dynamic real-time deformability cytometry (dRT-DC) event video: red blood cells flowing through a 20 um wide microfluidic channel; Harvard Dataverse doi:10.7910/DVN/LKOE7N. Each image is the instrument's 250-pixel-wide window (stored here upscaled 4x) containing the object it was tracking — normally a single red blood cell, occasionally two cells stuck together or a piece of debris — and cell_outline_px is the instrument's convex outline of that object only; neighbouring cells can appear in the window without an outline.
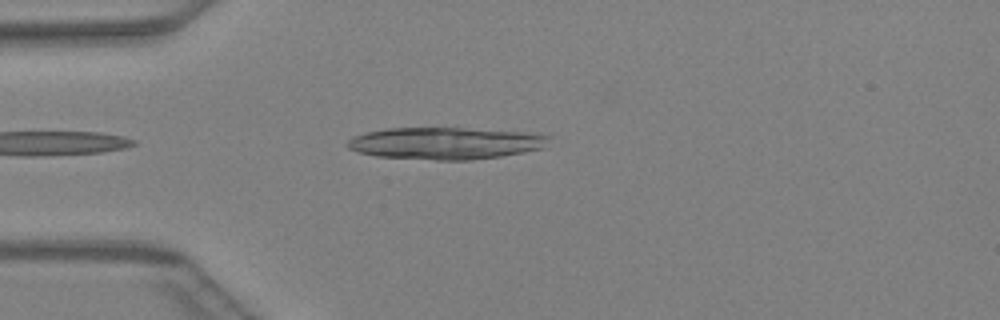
{"species": "Egyptian fruit bat (a non-hibernating species)", "species_latin": "Rousettus aegyptiacus", "temperature_condition": "warm", "stored_images_in_passage": 4, "camera_frame_rate_fps": 3000, "um_per_image_px": 0.085, "animal": {"sex": "female"}, "frame": {"image": 1, "passage_image": 1, "time_ms": 0.0, "image_size_px": [1000, 320], "cell_outline_px": [[552, 136], [544, 148], [524, 152], [500, 156], [472, 160], [436, 160], [376, 156], [360, 152], [348, 148], [344, 144], [352, 136], [368, 132], [388, 128], [464, 128], [520, 132]], "centroid_in_image_um": [37.84, 12.18], "position_along_channel_um": 47.2, "area_um2": 37.45}}